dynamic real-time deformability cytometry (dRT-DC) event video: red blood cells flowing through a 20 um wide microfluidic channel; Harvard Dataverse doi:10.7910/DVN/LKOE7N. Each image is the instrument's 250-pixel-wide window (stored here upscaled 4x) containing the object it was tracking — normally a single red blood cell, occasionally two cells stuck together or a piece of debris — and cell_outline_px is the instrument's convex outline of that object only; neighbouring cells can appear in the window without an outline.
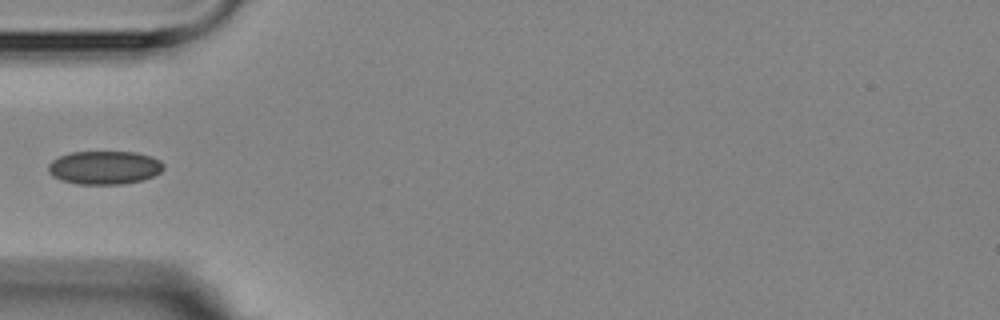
{"species": "Egyptian fruit bat (a non-hibernating species)", "species_latin": "Rousettus aegyptiacus", "temperature_condition": "room temperature", "stored_images_in_passage": 4, "camera_frame_rate_fps": 3000, "um_per_image_px": 0.085, "animal": {"sex": "female"}, "frame": {"image": 1, "passage_image": 4, "time_ms": 3.667, "image_size_px": [1000, 320], "cell_outline_px": [[164, 168], [160, 172], [152, 176], [140, 180], [120, 184], [76, 184], [60, 180], [52, 176], [48, 172], [48, 164], [52, 160], [60, 156], [72, 152], [136, 152], [152, 156], [160, 160], [164, 164]], "centroid_in_image_um": [8.86, 14.24], "position_along_channel_um": 76.1, "area_um2": 22.48}}